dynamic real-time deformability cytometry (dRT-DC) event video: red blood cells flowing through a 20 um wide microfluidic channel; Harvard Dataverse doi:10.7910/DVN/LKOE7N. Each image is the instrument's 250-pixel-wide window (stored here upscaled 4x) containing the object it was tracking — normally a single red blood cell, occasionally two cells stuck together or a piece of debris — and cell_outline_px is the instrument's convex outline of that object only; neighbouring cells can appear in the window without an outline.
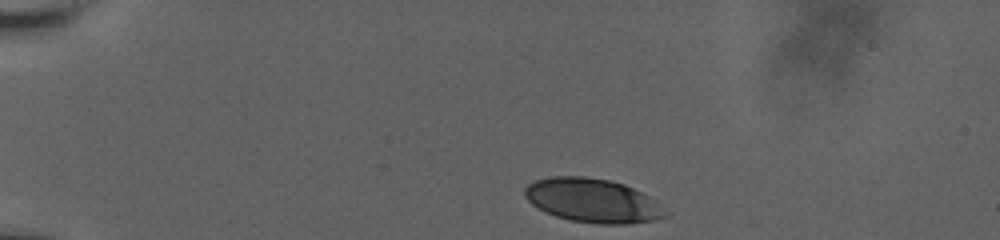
{"species": "human", "species_latin": "Homo sapiens", "temperature_condition": "room temperature", "stored_images_in_passage": 38, "camera_frame_rate_fps": 3000, "um_per_image_px": 0.085, "donor": {"sex": "male"}, "frame": {"image": 1, "passage_image": 1, "time_ms": 0.0, "image_size_px": [1000, 240], "cell_outline_px": [[668, 216], [652, 220], [628, 224], [600, 224], [568, 220], [556, 216], [532, 204], [524, 196], [524, 188], [528, 184], [536, 180], [552, 176], [584, 176], [608, 180], [624, 184], [648, 196]], "centroid_in_image_um": [50.31, 17.04], "position_along_channel_um": 34.7, "area_um2": 35.43}}
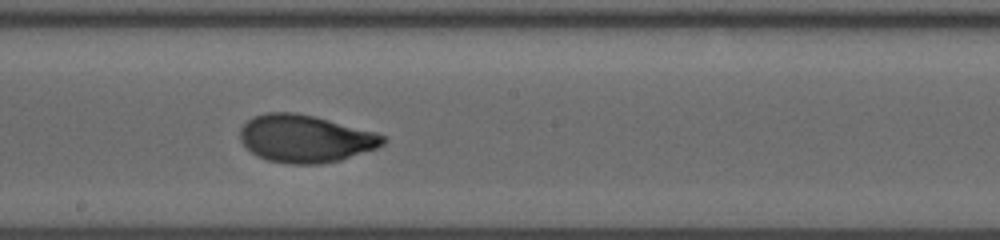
{"frame": {"image": 2, "passage_image": 22, "time_ms": 7.0, "image_size_px": [1000, 240], "cell_outline_px": [[388, 140], [384, 144], [376, 148], [340, 160], [320, 164], [288, 164], [268, 160], [256, 156], [240, 140], [240, 128], [252, 116], [264, 112], [296, 112], [316, 116], [376, 132], [388, 136]], "centroid_in_image_um": [25.97, 11.77], "position_along_channel_um": 222.2, "area_um2": 39.94}}
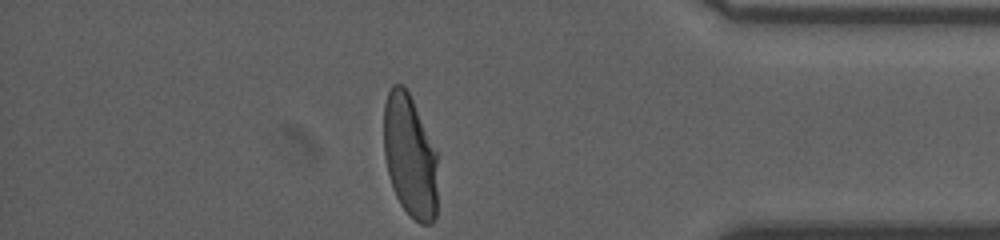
{"frame": {"image": 3, "passage_image": 38, "time_ms": 12.333, "image_size_px": [1000, 240], "cell_outline_px": [[436, 216], [432, 224], [420, 224], [400, 204], [392, 188], [384, 156], [384, 104], [388, 92], [392, 84], [404, 84], [412, 100], [436, 152]], "centroid_in_image_um": [34.82, 13.27], "position_along_channel_um": 400.4, "area_um2": 38.15}, "authors_computed_cell_mechanics": {"area_um2": 39.1595, "velocity_mm_per_s": 3.7931, "shape_relaxation_time_tau1_ms": 4.1809, "shape_relaxation_time_tau2_ms": null, "deformation_change_tau1": 0.1827, "deformation_change_tau2": null}}